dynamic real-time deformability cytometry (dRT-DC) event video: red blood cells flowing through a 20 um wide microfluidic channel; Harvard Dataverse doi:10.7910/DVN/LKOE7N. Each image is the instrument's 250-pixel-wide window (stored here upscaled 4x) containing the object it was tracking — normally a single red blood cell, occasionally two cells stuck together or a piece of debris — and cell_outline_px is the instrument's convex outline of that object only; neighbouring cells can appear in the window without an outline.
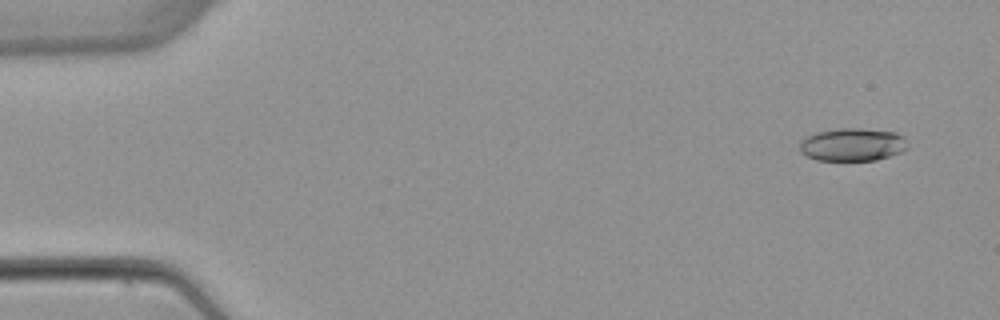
{"species": "common noctule bat (a hibernating species)", "species_latin": "Nyctalus noctula", "temperature_condition": "warm", "stored_images_in_passage": 4, "camera_frame_rate_fps": 3000, "um_per_image_px": 0.085, "animal": {"sex": "female", "body_mass_g": 22.7, "forearm_length_mm": 54.2}, "frame": {"image": 1, "passage_image": 1, "time_ms": 0.0, "image_size_px": [1000, 320], "cell_outline_px": [[908, 148], [900, 152], [876, 160], [816, 160], [800, 152], [800, 140], [816, 132], [840, 128], [860, 128], [896, 132], [904, 136]], "centroid_in_image_um": [72.46, 12.28], "position_along_channel_um": 12.5, "area_um2": 20.69}}
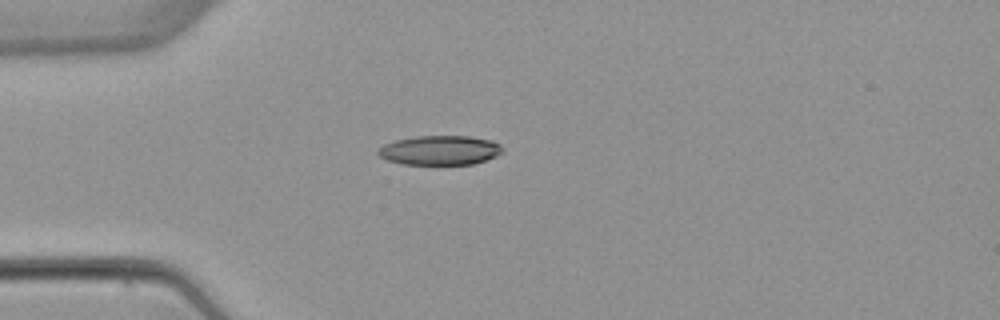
{"frame": {"image": 2, "passage_image": 4, "time_ms": 3.667, "image_size_px": [1000, 320], "cell_outline_px": [[504, 152], [496, 156], [472, 164], [404, 164], [388, 160], [380, 156], [376, 152], [384, 144], [396, 140], [416, 136], [468, 136], [492, 140], [500, 144], [504, 148]], "centroid_in_image_um": [37.43, 12.76], "position_along_channel_um": 47.6, "area_um2": 21.27}}